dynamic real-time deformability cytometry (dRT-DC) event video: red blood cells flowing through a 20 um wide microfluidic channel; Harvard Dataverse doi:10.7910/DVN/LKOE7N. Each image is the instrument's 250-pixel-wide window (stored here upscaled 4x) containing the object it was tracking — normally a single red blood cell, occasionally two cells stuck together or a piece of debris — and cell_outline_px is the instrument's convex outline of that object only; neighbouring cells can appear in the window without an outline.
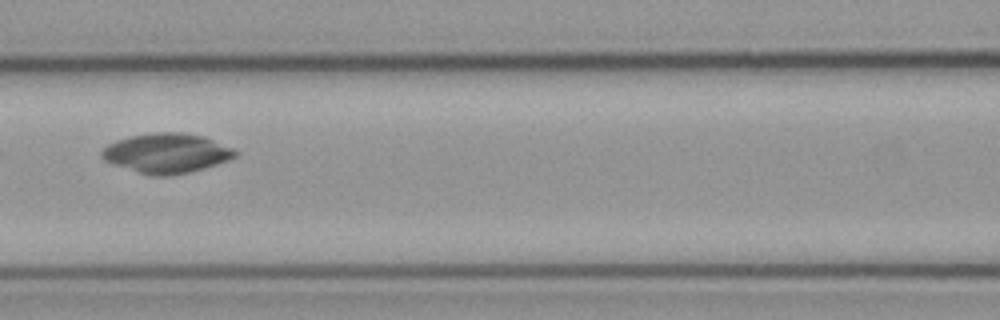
{"species": "common noctule bat (a hibernating species)", "species_latin": "Nyctalus noctula", "temperature_condition": "cold", "stored_images_in_passage": 6, "camera_frame_rate_fps": 3000, "um_per_image_px": 0.085, "animal": {"sex": "male", "body_mass_g": 23.1, "forearm_length_mm": 52.7}, "frame": {"image": 1, "passage_image": 4, "time_ms": 1.0, "image_size_px": [1000, 320], "cell_outline_px": [[236, 156], [228, 160], [216, 164], [188, 172], [168, 176], [152, 176], [104, 160], [100, 156], [100, 152], [108, 144], [116, 140], [132, 136], [156, 132], [184, 132], [204, 136], [232, 148], [236, 152]], "centroid_in_image_um": [14.16, 13.0], "position_along_channel_um": 152.4, "area_um2": 30.4}}
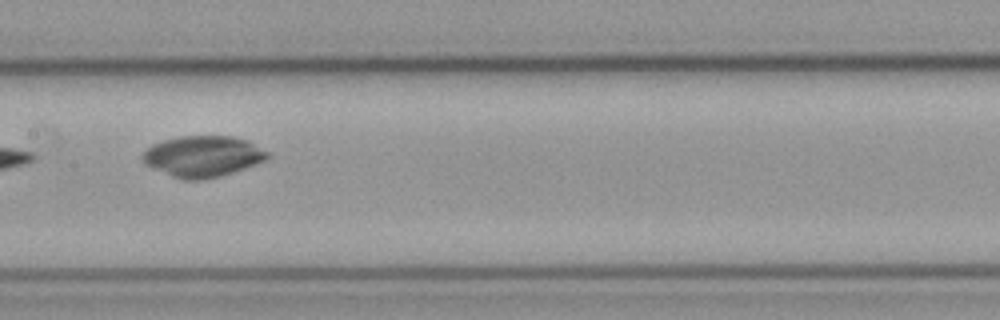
{"frame": {"image": 2, "passage_image": 5, "time_ms": 1.333, "image_size_px": [1000, 320], "cell_outline_px": [[272, 156], [264, 160], [244, 168], [220, 176], [200, 180], [184, 180], [172, 176], [144, 164], [140, 156], [152, 144], [164, 140], [180, 136], [232, 136], [248, 140], [268, 152]], "centroid_in_image_um": [17.22, 13.28], "position_along_channel_um": 190.2, "area_um2": 29.77}}
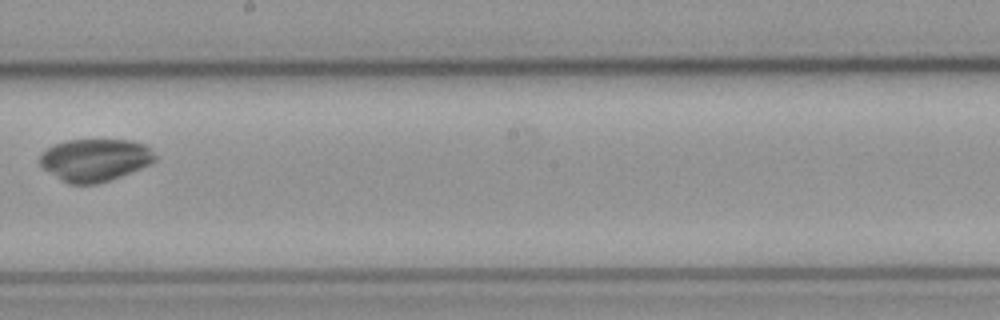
{"frame": {"image": 3, "passage_image": 6, "time_ms": 1.667, "image_size_px": [1000, 320], "cell_outline_px": [[156, 160], [140, 168], [120, 176], [96, 184], [68, 184], [44, 168], [40, 164], [40, 152], [52, 144], [68, 140], [132, 140], [144, 144], [152, 148], [156, 156]], "centroid_in_image_um": [8.06, 13.57], "position_along_channel_um": 240.1, "area_um2": 28.44}}